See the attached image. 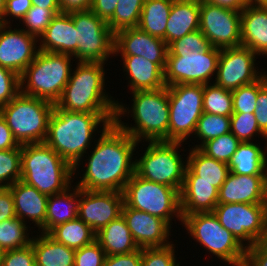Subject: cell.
Returning <instances> with one entry per match:
<instances>
[{"mask_svg":"<svg viewBox=\"0 0 267 266\" xmlns=\"http://www.w3.org/2000/svg\"><path fill=\"white\" fill-rule=\"evenodd\" d=\"M93 144L95 147L92 146L89 157L85 156L86 169L76 186L84 190L122 192L135 173L133 155L139 143L112 123Z\"/></svg>","mask_w":267,"mask_h":266,"instance_id":"6da1fadb","label":"cell"},{"mask_svg":"<svg viewBox=\"0 0 267 266\" xmlns=\"http://www.w3.org/2000/svg\"><path fill=\"white\" fill-rule=\"evenodd\" d=\"M114 119L115 113H83L54 108L44 143L73 167L75 175L83 164L84 155L88 154L87 149L93 146V138L97 136L93 134L101 133L109 124L114 123Z\"/></svg>","mask_w":267,"mask_h":266,"instance_id":"7a4b0ae2","label":"cell"},{"mask_svg":"<svg viewBox=\"0 0 267 266\" xmlns=\"http://www.w3.org/2000/svg\"><path fill=\"white\" fill-rule=\"evenodd\" d=\"M131 94L133 97L131 108H127L125 104L117 101L114 123L138 143L142 140V142L168 141V87L133 91ZM129 113H131L130 117L134 119V126L121 120L122 116H128Z\"/></svg>","mask_w":267,"mask_h":266,"instance_id":"3957f363","label":"cell"},{"mask_svg":"<svg viewBox=\"0 0 267 266\" xmlns=\"http://www.w3.org/2000/svg\"><path fill=\"white\" fill-rule=\"evenodd\" d=\"M104 65L77 62L54 108L83 113H115L118 98L109 96L104 88Z\"/></svg>","mask_w":267,"mask_h":266,"instance_id":"277c9868","label":"cell"},{"mask_svg":"<svg viewBox=\"0 0 267 266\" xmlns=\"http://www.w3.org/2000/svg\"><path fill=\"white\" fill-rule=\"evenodd\" d=\"M73 167L45 143L21 146V180L47 196L73 183Z\"/></svg>","mask_w":267,"mask_h":266,"instance_id":"5b68a950","label":"cell"},{"mask_svg":"<svg viewBox=\"0 0 267 266\" xmlns=\"http://www.w3.org/2000/svg\"><path fill=\"white\" fill-rule=\"evenodd\" d=\"M73 57L38 51L33 62L20 75V92L55 104L69 81Z\"/></svg>","mask_w":267,"mask_h":266,"instance_id":"8992f818","label":"cell"},{"mask_svg":"<svg viewBox=\"0 0 267 266\" xmlns=\"http://www.w3.org/2000/svg\"><path fill=\"white\" fill-rule=\"evenodd\" d=\"M55 104L18 93L8 104L0 107V114L19 145L44 143L50 116Z\"/></svg>","mask_w":267,"mask_h":266,"instance_id":"52a82bcc","label":"cell"},{"mask_svg":"<svg viewBox=\"0 0 267 266\" xmlns=\"http://www.w3.org/2000/svg\"><path fill=\"white\" fill-rule=\"evenodd\" d=\"M183 223V224H182ZM181 225L197 240L206 252L231 266H244L246 248L223 227L213 212H197L186 215Z\"/></svg>","mask_w":267,"mask_h":266,"instance_id":"ba28073f","label":"cell"},{"mask_svg":"<svg viewBox=\"0 0 267 266\" xmlns=\"http://www.w3.org/2000/svg\"><path fill=\"white\" fill-rule=\"evenodd\" d=\"M183 144L172 141H148L143 156L135 159V173L143 179L176 188L180 192L187 168V161H184L179 150Z\"/></svg>","mask_w":267,"mask_h":266,"instance_id":"9c48e42d","label":"cell"},{"mask_svg":"<svg viewBox=\"0 0 267 266\" xmlns=\"http://www.w3.org/2000/svg\"><path fill=\"white\" fill-rule=\"evenodd\" d=\"M122 193L123 206L163 219L171 228L174 217L182 222L180 194L176 188L143 179L134 173Z\"/></svg>","mask_w":267,"mask_h":266,"instance_id":"30bf717a","label":"cell"},{"mask_svg":"<svg viewBox=\"0 0 267 266\" xmlns=\"http://www.w3.org/2000/svg\"><path fill=\"white\" fill-rule=\"evenodd\" d=\"M212 212L246 249L267 241V204H217Z\"/></svg>","mask_w":267,"mask_h":266,"instance_id":"8fae6325","label":"cell"},{"mask_svg":"<svg viewBox=\"0 0 267 266\" xmlns=\"http://www.w3.org/2000/svg\"><path fill=\"white\" fill-rule=\"evenodd\" d=\"M168 87V141L184 143L193 136L197 121L203 113L202 84H177Z\"/></svg>","mask_w":267,"mask_h":266,"instance_id":"7c38bea8","label":"cell"},{"mask_svg":"<svg viewBox=\"0 0 267 266\" xmlns=\"http://www.w3.org/2000/svg\"><path fill=\"white\" fill-rule=\"evenodd\" d=\"M76 28L77 61L105 63L114 56V34L90 9L69 12Z\"/></svg>","mask_w":267,"mask_h":266,"instance_id":"4fadbf2b","label":"cell"},{"mask_svg":"<svg viewBox=\"0 0 267 266\" xmlns=\"http://www.w3.org/2000/svg\"><path fill=\"white\" fill-rule=\"evenodd\" d=\"M220 51L221 49L210 46L197 54L167 56L164 69L165 85L211 83L212 76H216Z\"/></svg>","mask_w":267,"mask_h":266,"instance_id":"5bb4252c","label":"cell"},{"mask_svg":"<svg viewBox=\"0 0 267 266\" xmlns=\"http://www.w3.org/2000/svg\"><path fill=\"white\" fill-rule=\"evenodd\" d=\"M199 30L215 48L240 46L241 11L201 2Z\"/></svg>","mask_w":267,"mask_h":266,"instance_id":"9a60e30c","label":"cell"},{"mask_svg":"<svg viewBox=\"0 0 267 266\" xmlns=\"http://www.w3.org/2000/svg\"><path fill=\"white\" fill-rule=\"evenodd\" d=\"M256 56L251 49L241 45L221 49L213 82L229 91L256 82L265 74L258 71Z\"/></svg>","mask_w":267,"mask_h":266,"instance_id":"2e32d148","label":"cell"},{"mask_svg":"<svg viewBox=\"0 0 267 266\" xmlns=\"http://www.w3.org/2000/svg\"><path fill=\"white\" fill-rule=\"evenodd\" d=\"M11 26L0 24V66L20 76L39 51L38 38L22 27L12 30Z\"/></svg>","mask_w":267,"mask_h":266,"instance_id":"e0dca14e","label":"cell"},{"mask_svg":"<svg viewBox=\"0 0 267 266\" xmlns=\"http://www.w3.org/2000/svg\"><path fill=\"white\" fill-rule=\"evenodd\" d=\"M123 193L81 189L78 217L95 233L122 215Z\"/></svg>","mask_w":267,"mask_h":266,"instance_id":"ac0fdd59","label":"cell"},{"mask_svg":"<svg viewBox=\"0 0 267 266\" xmlns=\"http://www.w3.org/2000/svg\"><path fill=\"white\" fill-rule=\"evenodd\" d=\"M141 56L165 69L168 45L159 37L152 36L138 27L121 30L114 34V56Z\"/></svg>","mask_w":267,"mask_h":266,"instance_id":"d6986e66","label":"cell"},{"mask_svg":"<svg viewBox=\"0 0 267 266\" xmlns=\"http://www.w3.org/2000/svg\"><path fill=\"white\" fill-rule=\"evenodd\" d=\"M122 215L139 248L165 247L173 243L168 241L171 227L163 219L129 206H123Z\"/></svg>","mask_w":267,"mask_h":266,"instance_id":"ffe728a7","label":"cell"},{"mask_svg":"<svg viewBox=\"0 0 267 266\" xmlns=\"http://www.w3.org/2000/svg\"><path fill=\"white\" fill-rule=\"evenodd\" d=\"M267 204V175H239L229 172L219 188L218 204Z\"/></svg>","mask_w":267,"mask_h":266,"instance_id":"44dd1931","label":"cell"},{"mask_svg":"<svg viewBox=\"0 0 267 266\" xmlns=\"http://www.w3.org/2000/svg\"><path fill=\"white\" fill-rule=\"evenodd\" d=\"M14 199L15 215L25 223L29 218L38 231L46 233L47 195L40 193L34 186L19 180L8 187ZM26 220V221H25Z\"/></svg>","mask_w":267,"mask_h":266,"instance_id":"7402d4cb","label":"cell"},{"mask_svg":"<svg viewBox=\"0 0 267 266\" xmlns=\"http://www.w3.org/2000/svg\"><path fill=\"white\" fill-rule=\"evenodd\" d=\"M76 28L69 13L57 14L39 36L40 51L67 54L77 59Z\"/></svg>","mask_w":267,"mask_h":266,"instance_id":"603a6c76","label":"cell"},{"mask_svg":"<svg viewBox=\"0 0 267 266\" xmlns=\"http://www.w3.org/2000/svg\"><path fill=\"white\" fill-rule=\"evenodd\" d=\"M121 58L123 60V72H126L131 92L166 87L164 70L158 64L141 56H121Z\"/></svg>","mask_w":267,"mask_h":266,"instance_id":"cb8c5ba5","label":"cell"},{"mask_svg":"<svg viewBox=\"0 0 267 266\" xmlns=\"http://www.w3.org/2000/svg\"><path fill=\"white\" fill-rule=\"evenodd\" d=\"M241 46L267 56V6H246L241 11Z\"/></svg>","mask_w":267,"mask_h":266,"instance_id":"d4e9b609","label":"cell"},{"mask_svg":"<svg viewBox=\"0 0 267 266\" xmlns=\"http://www.w3.org/2000/svg\"><path fill=\"white\" fill-rule=\"evenodd\" d=\"M200 0H173L165 30V42H171L199 30Z\"/></svg>","mask_w":267,"mask_h":266,"instance_id":"484cf974","label":"cell"},{"mask_svg":"<svg viewBox=\"0 0 267 266\" xmlns=\"http://www.w3.org/2000/svg\"><path fill=\"white\" fill-rule=\"evenodd\" d=\"M188 154L184 181H205L219 190L230 172L228 164L206 156L193 146Z\"/></svg>","mask_w":267,"mask_h":266,"instance_id":"4316f807","label":"cell"},{"mask_svg":"<svg viewBox=\"0 0 267 266\" xmlns=\"http://www.w3.org/2000/svg\"><path fill=\"white\" fill-rule=\"evenodd\" d=\"M219 190L205 181H184L180 194L182 219L197 212H212L218 204Z\"/></svg>","mask_w":267,"mask_h":266,"instance_id":"83f0119b","label":"cell"},{"mask_svg":"<svg viewBox=\"0 0 267 266\" xmlns=\"http://www.w3.org/2000/svg\"><path fill=\"white\" fill-rule=\"evenodd\" d=\"M73 187L74 186H70L64 192L53 194L48 197L46 234L54 227L78 217L81 189L76 185L74 188Z\"/></svg>","mask_w":267,"mask_h":266,"instance_id":"f1b7e54d","label":"cell"},{"mask_svg":"<svg viewBox=\"0 0 267 266\" xmlns=\"http://www.w3.org/2000/svg\"><path fill=\"white\" fill-rule=\"evenodd\" d=\"M95 240L105 251L106 256L127 254L140 249L133 239L123 215L100 229L96 233Z\"/></svg>","mask_w":267,"mask_h":266,"instance_id":"f546056e","label":"cell"},{"mask_svg":"<svg viewBox=\"0 0 267 266\" xmlns=\"http://www.w3.org/2000/svg\"><path fill=\"white\" fill-rule=\"evenodd\" d=\"M265 145L262 148L256 142H241L228 163L230 171L239 175H267V143Z\"/></svg>","mask_w":267,"mask_h":266,"instance_id":"4dcf8cb0","label":"cell"},{"mask_svg":"<svg viewBox=\"0 0 267 266\" xmlns=\"http://www.w3.org/2000/svg\"><path fill=\"white\" fill-rule=\"evenodd\" d=\"M33 236L36 266H74L75 249L56 242L46 233Z\"/></svg>","mask_w":267,"mask_h":266,"instance_id":"1f68e13d","label":"cell"},{"mask_svg":"<svg viewBox=\"0 0 267 266\" xmlns=\"http://www.w3.org/2000/svg\"><path fill=\"white\" fill-rule=\"evenodd\" d=\"M173 0H145L138 28L165 41V30Z\"/></svg>","mask_w":267,"mask_h":266,"instance_id":"d6a6232c","label":"cell"},{"mask_svg":"<svg viewBox=\"0 0 267 266\" xmlns=\"http://www.w3.org/2000/svg\"><path fill=\"white\" fill-rule=\"evenodd\" d=\"M48 235L75 250L91 244L96 237V233L79 217L54 227Z\"/></svg>","mask_w":267,"mask_h":266,"instance_id":"836d02e7","label":"cell"},{"mask_svg":"<svg viewBox=\"0 0 267 266\" xmlns=\"http://www.w3.org/2000/svg\"><path fill=\"white\" fill-rule=\"evenodd\" d=\"M26 224L18 217L0 222V247L3 251L24 248L31 244L33 237H29L28 231L31 229Z\"/></svg>","mask_w":267,"mask_h":266,"instance_id":"e575fe53","label":"cell"},{"mask_svg":"<svg viewBox=\"0 0 267 266\" xmlns=\"http://www.w3.org/2000/svg\"><path fill=\"white\" fill-rule=\"evenodd\" d=\"M145 0H119L113 16L107 21L113 34L135 28L139 24L141 11Z\"/></svg>","mask_w":267,"mask_h":266,"instance_id":"d590c367","label":"cell"},{"mask_svg":"<svg viewBox=\"0 0 267 266\" xmlns=\"http://www.w3.org/2000/svg\"><path fill=\"white\" fill-rule=\"evenodd\" d=\"M212 83L204 85L203 112L230 117L233 114L232 91Z\"/></svg>","mask_w":267,"mask_h":266,"instance_id":"8d00e7d4","label":"cell"},{"mask_svg":"<svg viewBox=\"0 0 267 266\" xmlns=\"http://www.w3.org/2000/svg\"><path fill=\"white\" fill-rule=\"evenodd\" d=\"M229 132L230 117L203 112L197 121L196 129L193 134L195 138L200 140V144L195 145L194 148H199L206 141Z\"/></svg>","mask_w":267,"mask_h":266,"instance_id":"74e56055","label":"cell"},{"mask_svg":"<svg viewBox=\"0 0 267 266\" xmlns=\"http://www.w3.org/2000/svg\"><path fill=\"white\" fill-rule=\"evenodd\" d=\"M240 143L241 142L229 132L206 141L198 149L206 156L228 164Z\"/></svg>","mask_w":267,"mask_h":266,"instance_id":"f35d334b","label":"cell"},{"mask_svg":"<svg viewBox=\"0 0 267 266\" xmlns=\"http://www.w3.org/2000/svg\"><path fill=\"white\" fill-rule=\"evenodd\" d=\"M21 180V145L0 150V188L10 187Z\"/></svg>","mask_w":267,"mask_h":266,"instance_id":"ab89813d","label":"cell"},{"mask_svg":"<svg viewBox=\"0 0 267 266\" xmlns=\"http://www.w3.org/2000/svg\"><path fill=\"white\" fill-rule=\"evenodd\" d=\"M230 132L240 142H253L258 135L267 143V137L260 131L254 113H233L230 116Z\"/></svg>","mask_w":267,"mask_h":266,"instance_id":"60d3db41","label":"cell"},{"mask_svg":"<svg viewBox=\"0 0 267 266\" xmlns=\"http://www.w3.org/2000/svg\"><path fill=\"white\" fill-rule=\"evenodd\" d=\"M267 82L264 74L256 82L241 86L232 91L233 113H254L259 89Z\"/></svg>","mask_w":267,"mask_h":266,"instance_id":"b9f144b4","label":"cell"},{"mask_svg":"<svg viewBox=\"0 0 267 266\" xmlns=\"http://www.w3.org/2000/svg\"><path fill=\"white\" fill-rule=\"evenodd\" d=\"M60 9H44L37 6H32L27 14L20 22H23L22 28L29 34L39 38V36L46 30L51 20L60 14ZM26 26V27H25ZM25 28V29H24Z\"/></svg>","mask_w":267,"mask_h":266,"instance_id":"7bdbcfd3","label":"cell"},{"mask_svg":"<svg viewBox=\"0 0 267 266\" xmlns=\"http://www.w3.org/2000/svg\"><path fill=\"white\" fill-rule=\"evenodd\" d=\"M210 47L208 39L200 31H194L168 45L167 56H183V54L200 53Z\"/></svg>","mask_w":267,"mask_h":266,"instance_id":"ee69618b","label":"cell"},{"mask_svg":"<svg viewBox=\"0 0 267 266\" xmlns=\"http://www.w3.org/2000/svg\"><path fill=\"white\" fill-rule=\"evenodd\" d=\"M175 246L142 248L141 266H180L175 255Z\"/></svg>","mask_w":267,"mask_h":266,"instance_id":"f6af8a7d","label":"cell"},{"mask_svg":"<svg viewBox=\"0 0 267 266\" xmlns=\"http://www.w3.org/2000/svg\"><path fill=\"white\" fill-rule=\"evenodd\" d=\"M105 258V251L94 240L91 244L75 250L74 266H103Z\"/></svg>","mask_w":267,"mask_h":266,"instance_id":"bcb514c9","label":"cell"},{"mask_svg":"<svg viewBox=\"0 0 267 266\" xmlns=\"http://www.w3.org/2000/svg\"><path fill=\"white\" fill-rule=\"evenodd\" d=\"M20 93V76L0 66V107L8 104Z\"/></svg>","mask_w":267,"mask_h":266,"instance_id":"7dc6e473","label":"cell"},{"mask_svg":"<svg viewBox=\"0 0 267 266\" xmlns=\"http://www.w3.org/2000/svg\"><path fill=\"white\" fill-rule=\"evenodd\" d=\"M1 266H36L32 245L4 251Z\"/></svg>","mask_w":267,"mask_h":266,"instance_id":"c3c4849f","label":"cell"},{"mask_svg":"<svg viewBox=\"0 0 267 266\" xmlns=\"http://www.w3.org/2000/svg\"><path fill=\"white\" fill-rule=\"evenodd\" d=\"M32 6L31 0H6L2 24L11 25L12 17L17 21L19 19L20 22Z\"/></svg>","mask_w":267,"mask_h":266,"instance_id":"681fc988","label":"cell"},{"mask_svg":"<svg viewBox=\"0 0 267 266\" xmlns=\"http://www.w3.org/2000/svg\"><path fill=\"white\" fill-rule=\"evenodd\" d=\"M267 75V71H264ZM256 117L260 131L267 137V82L259 89L256 100Z\"/></svg>","mask_w":267,"mask_h":266,"instance_id":"f907efd6","label":"cell"},{"mask_svg":"<svg viewBox=\"0 0 267 266\" xmlns=\"http://www.w3.org/2000/svg\"><path fill=\"white\" fill-rule=\"evenodd\" d=\"M142 248L127 254L108 255L103 266H141Z\"/></svg>","mask_w":267,"mask_h":266,"instance_id":"816d5d0a","label":"cell"},{"mask_svg":"<svg viewBox=\"0 0 267 266\" xmlns=\"http://www.w3.org/2000/svg\"><path fill=\"white\" fill-rule=\"evenodd\" d=\"M244 266H267V241L246 249Z\"/></svg>","mask_w":267,"mask_h":266,"instance_id":"f5cc1de1","label":"cell"},{"mask_svg":"<svg viewBox=\"0 0 267 266\" xmlns=\"http://www.w3.org/2000/svg\"><path fill=\"white\" fill-rule=\"evenodd\" d=\"M14 199L8 187L0 188V222L15 218Z\"/></svg>","mask_w":267,"mask_h":266,"instance_id":"db71d44e","label":"cell"},{"mask_svg":"<svg viewBox=\"0 0 267 266\" xmlns=\"http://www.w3.org/2000/svg\"><path fill=\"white\" fill-rule=\"evenodd\" d=\"M119 0H93L90 10L106 22L113 16Z\"/></svg>","mask_w":267,"mask_h":266,"instance_id":"11a10c76","label":"cell"},{"mask_svg":"<svg viewBox=\"0 0 267 266\" xmlns=\"http://www.w3.org/2000/svg\"><path fill=\"white\" fill-rule=\"evenodd\" d=\"M20 145L15 140L11 129L0 114V150L17 148Z\"/></svg>","mask_w":267,"mask_h":266,"instance_id":"9f6ffc18","label":"cell"},{"mask_svg":"<svg viewBox=\"0 0 267 266\" xmlns=\"http://www.w3.org/2000/svg\"><path fill=\"white\" fill-rule=\"evenodd\" d=\"M93 0H58L61 13L88 10Z\"/></svg>","mask_w":267,"mask_h":266,"instance_id":"6f0895ef","label":"cell"},{"mask_svg":"<svg viewBox=\"0 0 267 266\" xmlns=\"http://www.w3.org/2000/svg\"><path fill=\"white\" fill-rule=\"evenodd\" d=\"M200 2L212 3L238 11H242L247 6V0H200Z\"/></svg>","mask_w":267,"mask_h":266,"instance_id":"680465c9","label":"cell"},{"mask_svg":"<svg viewBox=\"0 0 267 266\" xmlns=\"http://www.w3.org/2000/svg\"><path fill=\"white\" fill-rule=\"evenodd\" d=\"M33 6L44 9H60L58 0H31Z\"/></svg>","mask_w":267,"mask_h":266,"instance_id":"91938a15","label":"cell"},{"mask_svg":"<svg viewBox=\"0 0 267 266\" xmlns=\"http://www.w3.org/2000/svg\"><path fill=\"white\" fill-rule=\"evenodd\" d=\"M247 6H267V0H247Z\"/></svg>","mask_w":267,"mask_h":266,"instance_id":"94428289","label":"cell"},{"mask_svg":"<svg viewBox=\"0 0 267 266\" xmlns=\"http://www.w3.org/2000/svg\"><path fill=\"white\" fill-rule=\"evenodd\" d=\"M6 0H0V24H2V17L5 10Z\"/></svg>","mask_w":267,"mask_h":266,"instance_id":"6125c7cd","label":"cell"},{"mask_svg":"<svg viewBox=\"0 0 267 266\" xmlns=\"http://www.w3.org/2000/svg\"><path fill=\"white\" fill-rule=\"evenodd\" d=\"M3 249L0 247V266H1V263H2V257H3Z\"/></svg>","mask_w":267,"mask_h":266,"instance_id":"be15d7a7","label":"cell"}]
</instances>
